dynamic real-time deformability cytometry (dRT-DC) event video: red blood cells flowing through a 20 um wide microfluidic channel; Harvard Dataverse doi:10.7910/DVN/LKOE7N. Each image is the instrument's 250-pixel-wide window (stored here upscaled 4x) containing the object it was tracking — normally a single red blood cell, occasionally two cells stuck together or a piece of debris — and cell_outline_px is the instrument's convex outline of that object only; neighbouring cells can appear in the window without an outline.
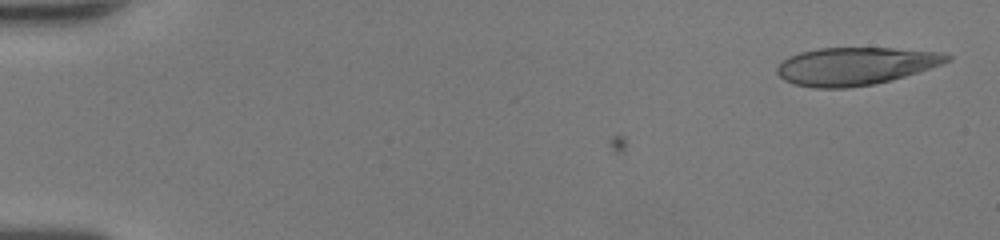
{"species": "human", "species_latin": "Homo sapiens", "temperature_condition": "room temperature", "stored_images_in_passage": 5, "camera_frame_rate_fps": 3000, "um_per_image_px": 0.085, "donor": {"sex": "female"}, "frame": {"image": 1, "passage_image": 2, "time_ms": 0.333, "image_size_px": [1000, 240], "cell_outline_px": [[952, 60], [904, 76], [872, 84], [848, 88], [812, 88], [796, 84], [784, 80], [776, 72], [776, 68], [788, 56], [800, 52], [820, 48], [892, 48], [944, 52], [952, 56]], "centroid_in_image_um": [72.69, 5.61], "position_along_channel_um": 12.3, "area_um2": 37.17}}